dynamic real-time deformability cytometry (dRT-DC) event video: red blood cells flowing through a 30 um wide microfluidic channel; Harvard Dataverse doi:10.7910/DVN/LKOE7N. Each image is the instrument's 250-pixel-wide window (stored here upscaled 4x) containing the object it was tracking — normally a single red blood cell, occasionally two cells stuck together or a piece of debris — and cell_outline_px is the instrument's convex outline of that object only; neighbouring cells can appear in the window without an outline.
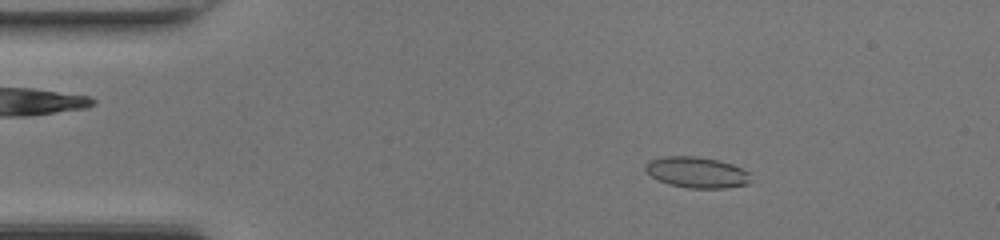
{"species": "common noctule bat (a hibernating species)", "species_latin": "Nyctalus noctula", "temperature_condition": "room temperature", "stored_images_in_passage": 48, "camera_frame_rate_fps": 3000, "um_per_image_px": 0.085, "animal": {"sex": "female", "body_mass_g": 17.0, "forearm_length_mm": 48.0}, "frame": {"image": 1, "passage_image": 8, "time_ms": 2.333, "image_size_px": [1000, 240], "cell_outline_px": [[752, 180], [748, 184], [728, 188], [688, 188], [668, 184], [656, 180], [644, 168], [652, 160], [664, 156], [696, 156], [720, 160], [732, 164], [748, 172]], "centroid_in_image_um": [59.26, 14.66], "position_along_channel_um": 25.7, "area_um2": 19.02}}
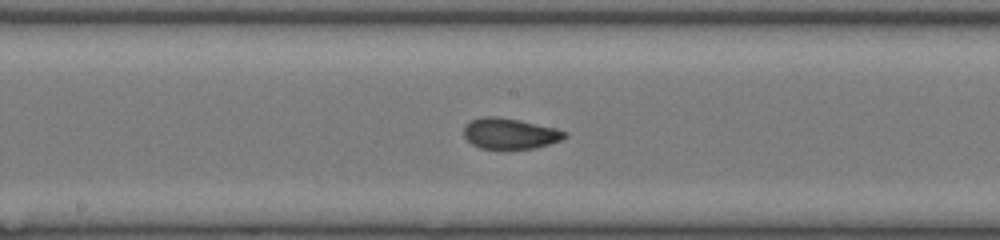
{"frame": {"image": 2, "passage_image": 25, "time_ms": 8.0, "image_size_px": [1000, 240], "cell_outline_px": [[568, 136], [560, 140], [536, 148], [480, 148], [472, 144], [464, 136], [464, 124], [480, 116], [496, 116], [520, 120], [556, 128], [568, 132]], "centroid_in_image_um": [43.34, 11.33], "position_along_channel_um": 204.9, "area_um2": 18.09}}
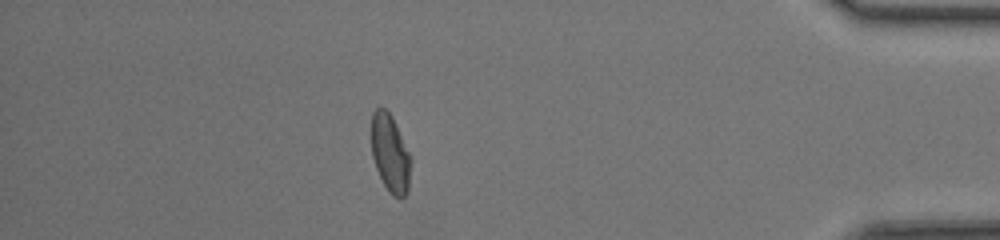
{"frame": {"image": 3, "passage_image": 42, "time_ms": 13.667, "image_size_px": [1000, 240], "cell_outline_px": [[412, 160], [408, 192], [400, 200], [392, 196], [384, 184], [376, 168], [372, 156], [372, 112], [376, 108], [384, 108], [392, 116], [412, 156]], "centroid_in_image_um": [33.2, 13.07], "position_along_channel_um": 402.0, "area_um2": 18.15}, "authors_computed_cell_mechanics": {"area_um2": 18.496, "velocity_mm_per_s": 4.3184, "shape_relaxation_time_tau1_ms": 6.236, "shape_relaxation_time_tau2_ms": 1.1072, "deformation_change_tau1": 0.1517, "deformation_change_tau2": 0.0616}}